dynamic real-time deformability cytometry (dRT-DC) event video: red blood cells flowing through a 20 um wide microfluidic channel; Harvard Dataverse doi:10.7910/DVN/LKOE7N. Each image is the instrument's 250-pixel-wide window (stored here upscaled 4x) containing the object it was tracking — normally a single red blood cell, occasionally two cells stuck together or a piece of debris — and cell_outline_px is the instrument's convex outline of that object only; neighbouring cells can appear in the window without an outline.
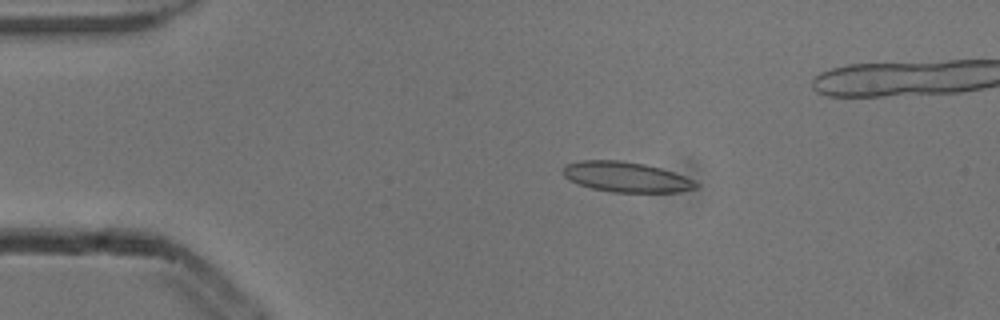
{"species": "common noctule bat (a hibernating species)", "species_latin": "Nyctalus noctula", "temperature_condition": "cold", "stored_images_in_passage": 3, "camera_frame_rate_fps": 3000, "um_per_image_px": 0.085, "animal": {"sex": "male", "body_mass_g": 13.3}, "frame": {"image": 1, "passage_image": 1, "time_ms": 0.0, "image_size_px": [1000, 320], "cell_outline_px": [[700, 184], [696, 188], [680, 192], [612, 192], [592, 188], [568, 180], [564, 176], [560, 168], [568, 164], [580, 160], [620, 160], [644, 164], [660, 168], [684, 176]], "centroid_in_image_um": [53.19, 15.04], "position_along_channel_um": 31.8, "area_um2": 23.35}}